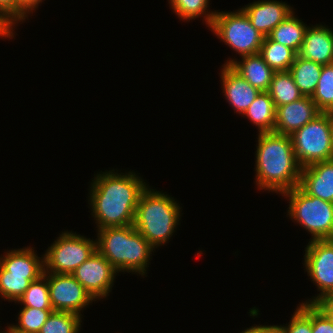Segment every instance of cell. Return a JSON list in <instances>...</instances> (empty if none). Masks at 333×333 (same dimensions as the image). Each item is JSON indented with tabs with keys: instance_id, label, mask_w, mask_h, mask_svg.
<instances>
[{
	"instance_id": "obj_1",
	"label": "cell",
	"mask_w": 333,
	"mask_h": 333,
	"mask_svg": "<svg viewBox=\"0 0 333 333\" xmlns=\"http://www.w3.org/2000/svg\"><path fill=\"white\" fill-rule=\"evenodd\" d=\"M114 169L94 175L88 203L97 230L134 224L136 208L147 183L134 171Z\"/></svg>"
},
{
	"instance_id": "obj_2",
	"label": "cell",
	"mask_w": 333,
	"mask_h": 333,
	"mask_svg": "<svg viewBox=\"0 0 333 333\" xmlns=\"http://www.w3.org/2000/svg\"><path fill=\"white\" fill-rule=\"evenodd\" d=\"M257 135L255 184L258 190L282 194L298 187L302 167L296 160L290 136L275 132Z\"/></svg>"
},
{
	"instance_id": "obj_3",
	"label": "cell",
	"mask_w": 333,
	"mask_h": 333,
	"mask_svg": "<svg viewBox=\"0 0 333 333\" xmlns=\"http://www.w3.org/2000/svg\"><path fill=\"white\" fill-rule=\"evenodd\" d=\"M96 250L119 272L147 274L155 248L133 225L97 230ZM154 250V251H153Z\"/></svg>"
},
{
	"instance_id": "obj_4",
	"label": "cell",
	"mask_w": 333,
	"mask_h": 333,
	"mask_svg": "<svg viewBox=\"0 0 333 333\" xmlns=\"http://www.w3.org/2000/svg\"><path fill=\"white\" fill-rule=\"evenodd\" d=\"M149 187L139 197L133 226L156 249L176 231L182 207L174 197Z\"/></svg>"
},
{
	"instance_id": "obj_5",
	"label": "cell",
	"mask_w": 333,
	"mask_h": 333,
	"mask_svg": "<svg viewBox=\"0 0 333 333\" xmlns=\"http://www.w3.org/2000/svg\"><path fill=\"white\" fill-rule=\"evenodd\" d=\"M27 246L6 251L0 256V297L14 301L21 298L31 282L44 273V256Z\"/></svg>"
},
{
	"instance_id": "obj_6",
	"label": "cell",
	"mask_w": 333,
	"mask_h": 333,
	"mask_svg": "<svg viewBox=\"0 0 333 333\" xmlns=\"http://www.w3.org/2000/svg\"><path fill=\"white\" fill-rule=\"evenodd\" d=\"M289 200V218L302 226L310 241L333 239V203L306 194L299 186L283 192Z\"/></svg>"
},
{
	"instance_id": "obj_7",
	"label": "cell",
	"mask_w": 333,
	"mask_h": 333,
	"mask_svg": "<svg viewBox=\"0 0 333 333\" xmlns=\"http://www.w3.org/2000/svg\"><path fill=\"white\" fill-rule=\"evenodd\" d=\"M209 28L241 57L260 52L264 36L253 27L241 8L233 12L216 11Z\"/></svg>"
},
{
	"instance_id": "obj_8",
	"label": "cell",
	"mask_w": 333,
	"mask_h": 333,
	"mask_svg": "<svg viewBox=\"0 0 333 333\" xmlns=\"http://www.w3.org/2000/svg\"><path fill=\"white\" fill-rule=\"evenodd\" d=\"M290 138L296 160L301 167L333 159L330 112H321L290 135Z\"/></svg>"
},
{
	"instance_id": "obj_9",
	"label": "cell",
	"mask_w": 333,
	"mask_h": 333,
	"mask_svg": "<svg viewBox=\"0 0 333 333\" xmlns=\"http://www.w3.org/2000/svg\"><path fill=\"white\" fill-rule=\"evenodd\" d=\"M96 251V240L72 231H64L48 247L44 256V272L72 274Z\"/></svg>"
},
{
	"instance_id": "obj_10",
	"label": "cell",
	"mask_w": 333,
	"mask_h": 333,
	"mask_svg": "<svg viewBox=\"0 0 333 333\" xmlns=\"http://www.w3.org/2000/svg\"><path fill=\"white\" fill-rule=\"evenodd\" d=\"M304 267L319 294L304 301L314 304L324 296L333 294V239L312 240L305 247Z\"/></svg>"
},
{
	"instance_id": "obj_11",
	"label": "cell",
	"mask_w": 333,
	"mask_h": 333,
	"mask_svg": "<svg viewBox=\"0 0 333 333\" xmlns=\"http://www.w3.org/2000/svg\"><path fill=\"white\" fill-rule=\"evenodd\" d=\"M48 280L50 303L54 311H81L94 301L85 288L71 274L43 273Z\"/></svg>"
},
{
	"instance_id": "obj_12",
	"label": "cell",
	"mask_w": 333,
	"mask_h": 333,
	"mask_svg": "<svg viewBox=\"0 0 333 333\" xmlns=\"http://www.w3.org/2000/svg\"><path fill=\"white\" fill-rule=\"evenodd\" d=\"M118 271L97 250L71 274L95 301L109 296Z\"/></svg>"
},
{
	"instance_id": "obj_13",
	"label": "cell",
	"mask_w": 333,
	"mask_h": 333,
	"mask_svg": "<svg viewBox=\"0 0 333 333\" xmlns=\"http://www.w3.org/2000/svg\"><path fill=\"white\" fill-rule=\"evenodd\" d=\"M321 111L317 108L311 97L278 106L276 108V122L274 132L292 135L298 129L311 122Z\"/></svg>"
},
{
	"instance_id": "obj_14",
	"label": "cell",
	"mask_w": 333,
	"mask_h": 333,
	"mask_svg": "<svg viewBox=\"0 0 333 333\" xmlns=\"http://www.w3.org/2000/svg\"><path fill=\"white\" fill-rule=\"evenodd\" d=\"M241 9L264 37L294 12L286 2L277 0H258Z\"/></svg>"
},
{
	"instance_id": "obj_15",
	"label": "cell",
	"mask_w": 333,
	"mask_h": 333,
	"mask_svg": "<svg viewBox=\"0 0 333 333\" xmlns=\"http://www.w3.org/2000/svg\"><path fill=\"white\" fill-rule=\"evenodd\" d=\"M299 187L310 196L333 203V159L302 167Z\"/></svg>"
},
{
	"instance_id": "obj_16",
	"label": "cell",
	"mask_w": 333,
	"mask_h": 333,
	"mask_svg": "<svg viewBox=\"0 0 333 333\" xmlns=\"http://www.w3.org/2000/svg\"><path fill=\"white\" fill-rule=\"evenodd\" d=\"M220 78L225 99L235 111L234 113L242 116L260 91L251 86L229 65H222Z\"/></svg>"
},
{
	"instance_id": "obj_17",
	"label": "cell",
	"mask_w": 333,
	"mask_h": 333,
	"mask_svg": "<svg viewBox=\"0 0 333 333\" xmlns=\"http://www.w3.org/2000/svg\"><path fill=\"white\" fill-rule=\"evenodd\" d=\"M298 55L321 65L333 64L332 28L325 24L308 26Z\"/></svg>"
},
{
	"instance_id": "obj_18",
	"label": "cell",
	"mask_w": 333,
	"mask_h": 333,
	"mask_svg": "<svg viewBox=\"0 0 333 333\" xmlns=\"http://www.w3.org/2000/svg\"><path fill=\"white\" fill-rule=\"evenodd\" d=\"M223 65H229L243 77L251 86L261 91H268L275 71L257 53L235 59L226 60Z\"/></svg>"
},
{
	"instance_id": "obj_19",
	"label": "cell",
	"mask_w": 333,
	"mask_h": 333,
	"mask_svg": "<svg viewBox=\"0 0 333 333\" xmlns=\"http://www.w3.org/2000/svg\"><path fill=\"white\" fill-rule=\"evenodd\" d=\"M242 117L248 118L258 127L259 133L274 132L276 107L269 92H259Z\"/></svg>"
},
{
	"instance_id": "obj_20",
	"label": "cell",
	"mask_w": 333,
	"mask_h": 333,
	"mask_svg": "<svg viewBox=\"0 0 333 333\" xmlns=\"http://www.w3.org/2000/svg\"><path fill=\"white\" fill-rule=\"evenodd\" d=\"M322 66L319 63L300 57H295L293 64L288 70L303 96L312 97L314 94Z\"/></svg>"
},
{
	"instance_id": "obj_21",
	"label": "cell",
	"mask_w": 333,
	"mask_h": 333,
	"mask_svg": "<svg viewBox=\"0 0 333 333\" xmlns=\"http://www.w3.org/2000/svg\"><path fill=\"white\" fill-rule=\"evenodd\" d=\"M293 12L276 28H274L268 37L279 44L293 49L299 53L304 41L305 32L308 26Z\"/></svg>"
},
{
	"instance_id": "obj_22",
	"label": "cell",
	"mask_w": 333,
	"mask_h": 333,
	"mask_svg": "<svg viewBox=\"0 0 333 333\" xmlns=\"http://www.w3.org/2000/svg\"><path fill=\"white\" fill-rule=\"evenodd\" d=\"M259 54L263 60L275 71H288L293 64L297 53L278 42L264 37Z\"/></svg>"
},
{
	"instance_id": "obj_23",
	"label": "cell",
	"mask_w": 333,
	"mask_h": 333,
	"mask_svg": "<svg viewBox=\"0 0 333 333\" xmlns=\"http://www.w3.org/2000/svg\"><path fill=\"white\" fill-rule=\"evenodd\" d=\"M268 92L276 108L304 97L289 71L275 72Z\"/></svg>"
},
{
	"instance_id": "obj_24",
	"label": "cell",
	"mask_w": 333,
	"mask_h": 333,
	"mask_svg": "<svg viewBox=\"0 0 333 333\" xmlns=\"http://www.w3.org/2000/svg\"><path fill=\"white\" fill-rule=\"evenodd\" d=\"M173 12L183 21L203 17L207 27H210L216 10L209 11L210 0H168Z\"/></svg>"
},
{
	"instance_id": "obj_25",
	"label": "cell",
	"mask_w": 333,
	"mask_h": 333,
	"mask_svg": "<svg viewBox=\"0 0 333 333\" xmlns=\"http://www.w3.org/2000/svg\"><path fill=\"white\" fill-rule=\"evenodd\" d=\"M17 302L23 305V307L53 310L50 303L47 277L43 274L38 279L32 281L28 289Z\"/></svg>"
},
{
	"instance_id": "obj_26",
	"label": "cell",
	"mask_w": 333,
	"mask_h": 333,
	"mask_svg": "<svg viewBox=\"0 0 333 333\" xmlns=\"http://www.w3.org/2000/svg\"><path fill=\"white\" fill-rule=\"evenodd\" d=\"M82 316L71 312L53 311L38 333H79Z\"/></svg>"
},
{
	"instance_id": "obj_27",
	"label": "cell",
	"mask_w": 333,
	"mask_h": 333,
	"mask_svg": "<svg viewBox=\"0 0 333 333\" xmlns=\"http://www.w3.org/2000/svg\"><path fill=\"white\" fill-rule=\"evenodd\" d=\"M312 100L321 112H333V64L323 65Z\"/></svg>"
},
{
	"instance_id": "obj_28",
	"label": "cell",
	"mask_w": 333,
	"mask_h": 333,
	"mask_svg": "<svg viewBox=\"0 0 333 333\" xmlns=\"http://www.w3.org/2000/svg\"><path fill=\"white\" fill-rule=\"evenodd\" d=\"M54 310H41L30 307H22L18 313L17 325L10 324L9 326L16 331L22 333H38L46 322L48 316Z\"/></svg>"
},
{
	"instance_id": "obj_29",
	"label": "cell",
	"mask_w": 333,
	"mask_h": 333,
	"mask_svg": "<svg viewBox=\"0 0 333 333\" xmlns=\"http://www.w3.org/2000/svg\"><path fill=\"white\" fill-rule=\"evenodd\" d=\"M298 305L288 324L274 325L276 333H312V304Z\"/></svg>"
},
{
	"instance_id": "obj_30",
	"label": "cell",
	"mask_w": 333,
	"mask_h": 333,
	"mask_svg": "<svg viewBox=\"0 0 333 333\" xmlns=\"http://www.w3.org/2000/svg\"><path fill=\"white\" fill-rule=\"evenodd\" d=\"M30 13L33 12L21 0H0V19L12 31L18 23L28 19Z\"/></svg>"
},
{
	"instance_id": "obj_31",
	"label": "cell",
	"mask_w": 333,
	"mask_h": 333,
	"mask_svg": "<svg viewBox=\"0 0 333 333\" xmlns=\"http://www.w3.org/2000/svg\"><path fill=\"white\" fill-rule=\"evenodd\" d=\"M312 333H333V323L312 304Z\"/></svg>"
},
{
	"instance_id": "obj_32",
	"label": "cell",
	"mask_w": 333,
	"mask_h": 333,
	"mask_svg": "<svg viewBox=\"0 0 333 333\" xmlns=\"http://www.w3.org/2000/svg\"><path fill=\"white\" fill-rule=\"evenodd\" d=\"M314 305L333 323V294L324 296Z\"/></svg>"
},
{
	"instance_id": "obj_33",
	"label": "cell",
	"mask_w": 333,
	"mask_h": 333,
	"mask_svg": "<svg viewBox=\"0 0 333 333\" xmlns=\"http://www.w3.org/2000/svg\"><path fill=\"white\" fill-rule=\"evenodd\" d=\"M240 333H276L274 325H256L245 329Z\"/></svg>"
},
{
	"instance_id": "obj_34",
	"label": "cell",
	"mask_w": 333,
	"mask_h": 333,
	"mask_svg": "<svg viewBox=\"0 0 333 333\" xmlns=\"http://www.w3.org/2000/svg\"><path fill=\"white\" fill-rule=\"evenodd\" d=\"M15 32L12 31L1 19H0V38H8L9 40L14 38Z\"/></svg>"
},
{
	"instance_id": "obj_35",
	"label": "cell",
	"mask_w": 333,
	"mask_h": 333,
	"mask_svg": "<svg viewBox=\"0 0 333 333\" xmlns=\"http://www.w3.org/2000/svg\"><path fill=\"white\" fill-rule=\"evenodd\" d=\"M32 12L35 11L43 0H21Z\"/></svg>"
},
{
	"instance_id": "obj_36",
	"label": "cell",
	"mask_w": 333,
	"mask_h": 333,
	"mask_svg": "<svg viewBox=\"0 0 333 333\" xmlns=\"http://www.w3.org/2000/svg\"><path fill=\"white\" fill-rule=\"evenodd\" d=\"M330 129H331V140L333 146V112H330Z\"/></svg>"
},
{
	"instance_id": "obj_37",
	"label": "cell",
	"mask_w": 333,
	"mask_h": 333,
	"mask_svg": "<svg viewBox=\"0 0 333 333\" xmlns=\"http://www.w3.org/2000/svg\"><path fill=\"white\" fill-rule=\"evenodd\" d=\"M6 327H8V328H6L5 331H2L3 333H22V332L13 330L10 326H6Z\"/></svg>"
}]
</instances>
